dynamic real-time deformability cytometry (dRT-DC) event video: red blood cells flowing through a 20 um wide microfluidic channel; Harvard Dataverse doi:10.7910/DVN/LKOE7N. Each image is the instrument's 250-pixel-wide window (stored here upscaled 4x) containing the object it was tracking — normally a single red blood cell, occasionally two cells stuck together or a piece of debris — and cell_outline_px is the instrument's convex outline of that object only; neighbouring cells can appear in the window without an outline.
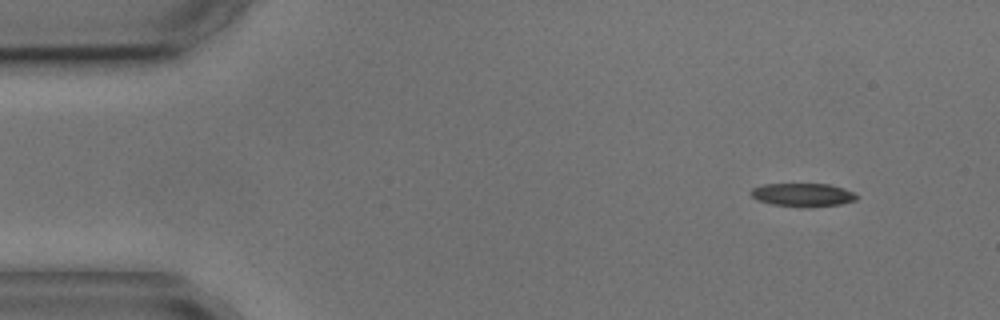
{"species": "common noctule bat (a hibernating species)", "species_latin": "Nyctalus noctula", "temperature_condition": "cold", "stored_images_in_passage": 2, "segment_of_instrument_passage": [2, 2], "camera_frame_rate_fps": 3000, "um_per_image_px": 0.085, "animal": {"sex": "male", "body_mass_g": 17.9, "forearm_length_mm": 54.2}, "frame": {"image": 1, "passage_image": 2, "time_ms": 2.0, "image_size_px": [1000, 320], "cell_outline_px": [[860, 196], [856, 200], [840, 204], [772, 204], [756, 200], [752, 196], [752, 188], [764, 184], [828, 184], [844, 188]], "centroid_in_image_um": [68.24, 16.5], "position_along_channel_um": 16.8, "area_um2": 13.47}}